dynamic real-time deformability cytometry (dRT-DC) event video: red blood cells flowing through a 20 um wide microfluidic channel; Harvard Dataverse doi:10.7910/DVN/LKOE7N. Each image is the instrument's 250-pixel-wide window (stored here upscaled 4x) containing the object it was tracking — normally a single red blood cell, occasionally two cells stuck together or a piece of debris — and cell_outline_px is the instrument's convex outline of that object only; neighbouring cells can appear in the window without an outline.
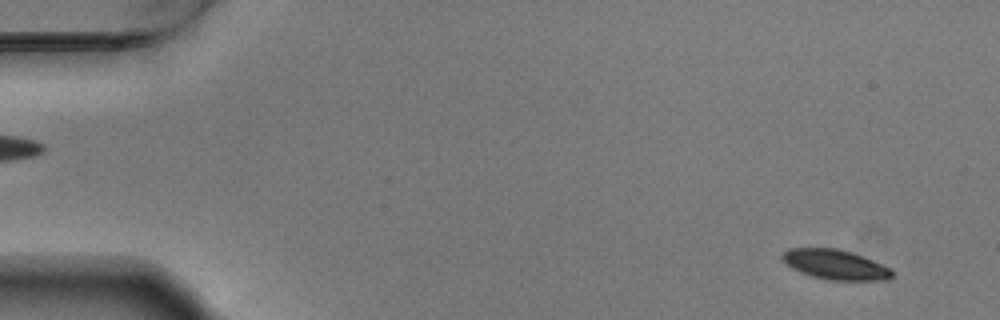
{"species": "Egyptian fruit bat (a non-hibernating species)", "species_latin": "Rousettus aegyptiacus", "temperature_condition": "warm", "stored_images_in_passage": 54, "camera_frame_rate_fps": 3000, "um_per_image_px": 0.085, "animal": {"sex": "male"}, "frame": {"image": 1, "passage_image": 3, "time_ms": 0.667, "image_size_px": [1000, 320], "cell_outline_px": [[892, 276], [888, 280], [828, 280], [812, 276], [800, 272], [792, 268], [780, 256], [788, 248], [836, 248], [852, 252], [892, 268]], "centroid_in_image_um": [71.01, 22.49], "position_along_channel_um": 14.0, "area_um2": 19.02}}
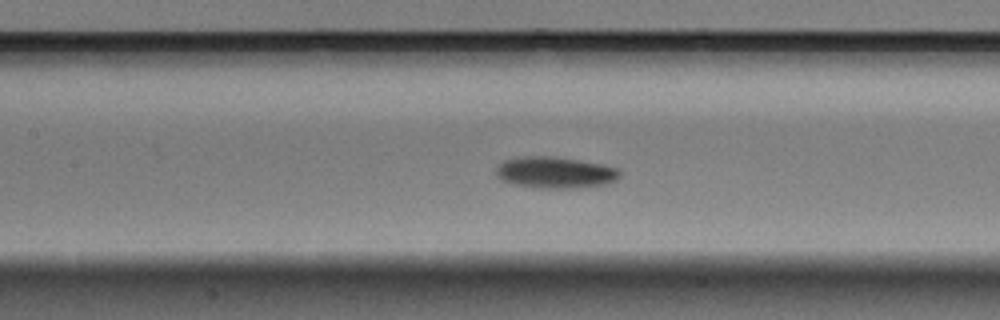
{"frame": {"image": 2, "passage_image": 25, "time_ms": 8.0, "image_size_px": [1000, 320], "cell_outline_px": [[620, 176], [616, 180], [608, 184], [568, 188], [532, 188], [512, 184], [500, 180], [496, 176], [496, 168], [504, 160], [516, 156], [552, 156], [580, 160], [604, 164], [616, 168], [620, 172]], "centroid_in_image_um": [47.14, 14.66], "position_along_channel_um": 160.3, "area_um2": 23.0}}
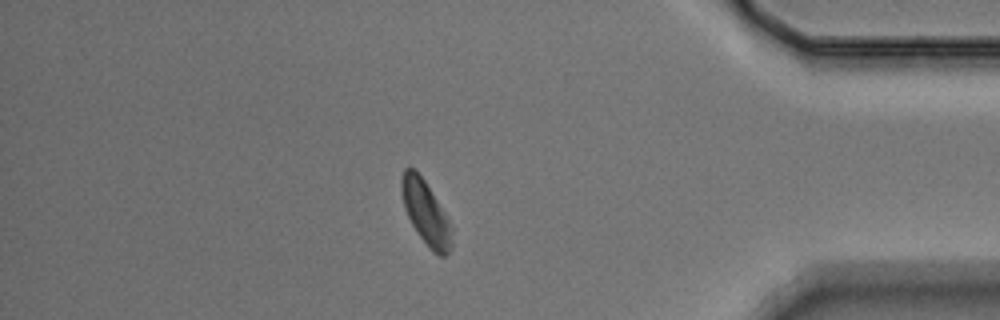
{"frame": {"image": 3, "passage_image": 47, "time_ms": 15.333, "image_size_px": [1000, 320], "cell_outline_px": [[452, 248], [444, 256], [440, 256], [432, 252], [420, 236], [412, 224], [404, 208], [400, 188], [400, 176], [404, 168], [412, 168], [424, 180], [444, 212], [452, 228]], "centroid_in_image_um": [36.17, 18.09], "position_along_channel_um": 399.0, "area_um2": 18.5}, "authors_computed_cell_mechanics": {"area_um2": 20.1433, "velocity_mm_per_s": 3.6893, "shape_relaxation_time_tau1_ms": 1.9402, "shape_relaxation_time_tau2_ms": null, "deformation_change_tau1": 0.099, "deformation_change_tau2": null}}